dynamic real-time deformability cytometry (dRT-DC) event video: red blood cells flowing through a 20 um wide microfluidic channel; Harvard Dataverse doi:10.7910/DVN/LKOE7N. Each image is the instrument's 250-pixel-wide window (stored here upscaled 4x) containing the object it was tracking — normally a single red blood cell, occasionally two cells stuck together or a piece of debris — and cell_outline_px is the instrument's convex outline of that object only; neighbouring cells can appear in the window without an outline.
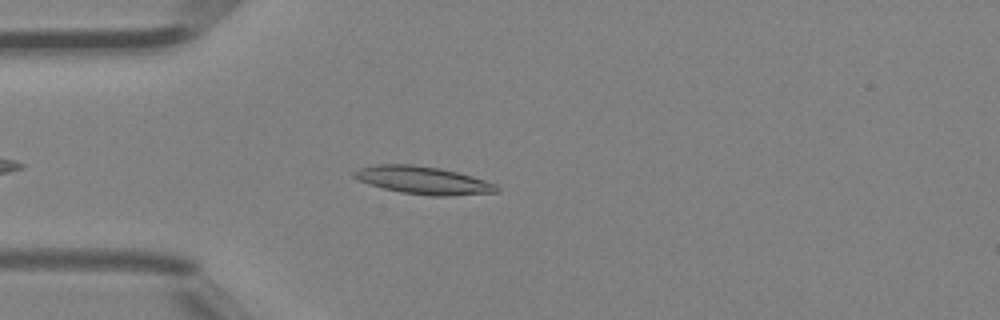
{"species": "Egyptian fruit bat (a non-hibernating species)", "species_latin": "Rousettus aegyptiacus", "temperature_condition": "room temperature", "stored_images_in_passage": 3, "camera_frame_rate_fps": 3000, "um_per_image_px": 0.085, "animal": {"sex": "female"}, "frame": {"image": 1, "passage_image": 3, "time_ms": 0.667, "image_size_px": [1000, 320], "cell_outline_px": [[500, 192], [448, 196], [432, 196], [400, 192], [368, 184], [352, 176], [352, 172], [360, 168], [376, 164], [412, 164], [440, 168], [472, 176], [496, 184], [500, 188]], "centroid_in_image_um": [35.98, 15.32], "position_along_channel_um": 49.0, "area_um2": 23.06}}